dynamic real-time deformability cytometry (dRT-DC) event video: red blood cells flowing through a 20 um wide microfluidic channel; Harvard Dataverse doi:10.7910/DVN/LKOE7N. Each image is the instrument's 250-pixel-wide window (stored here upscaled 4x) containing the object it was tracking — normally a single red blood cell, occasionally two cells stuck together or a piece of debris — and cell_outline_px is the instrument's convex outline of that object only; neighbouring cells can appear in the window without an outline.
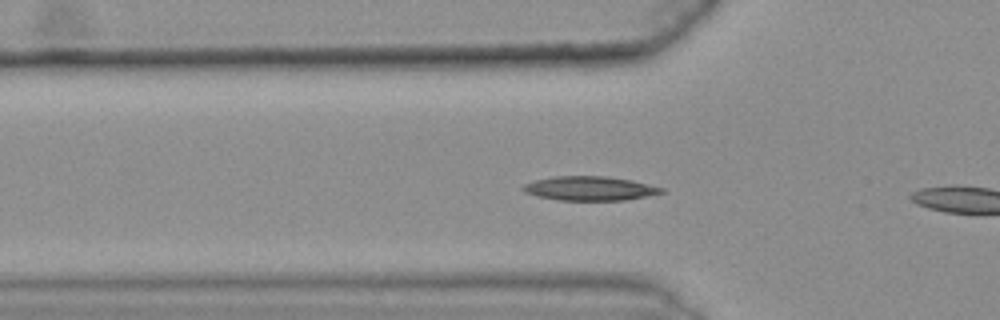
{"species": "common noctule bat (a hibernating species)", "species_latin": "Nyctalus noctula", "temperature_condition": "warm", "stored_images_in_passage": 6, "camera_frame_rate_fps": 3000, "um_per_image_px": 0.085, "animal": {"sex": "female", "body_mass_g": 25.1}, "frame": {"image": 1, "passage_image": 4, "time_ms": 1.0, "image_size_px": [1000, 320], "cell_outline_px": [[664, 192], [648, 196], [624, 200], [560, 200], [536, 196], [524, 192], [520, 188], [524, 184], [536, 180], [556, 176], [608, 176], [628, 180], [664, 188]], "centroid_in_image_um": [50.09, 16.02], "position_along_channel_um": 75.7, "area_um2": 19.31}}